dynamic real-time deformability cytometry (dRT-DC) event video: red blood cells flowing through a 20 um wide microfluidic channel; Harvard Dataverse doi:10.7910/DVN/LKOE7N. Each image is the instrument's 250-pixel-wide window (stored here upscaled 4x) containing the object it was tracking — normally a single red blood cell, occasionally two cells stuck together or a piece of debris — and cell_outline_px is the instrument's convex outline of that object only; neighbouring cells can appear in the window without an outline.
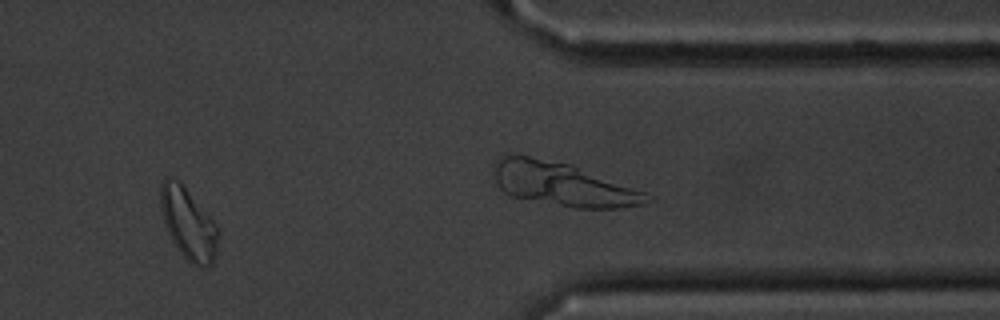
{"species": "common noctule bat (a hibernating species)", "species_latin": "Nyctalus noctula", "temperature_condition": "cold", "stored_images_in_passage": 41, "camera_frame_rate_fps": 3000, "um_per_image_px": 0.085, "animal": {"sex": "male", "body_mass_g": 20.1, "forearm_length_mm": 53.5}, "frame": {"image": 1, "passage_image": 32, "time_ms": 10.333, "image_size_px": [1000, 320], "cell_outline_px": [[220, 236], [216, 252], [212, 264], [200, 268], [192, 264], [180, 252], [172, 240], [164, 224], [160, 212], [160, 184], [164, 180], [180, 180], [216, 224]], "centroid_in_image_um": [16.01, 19.03], "position_along_channel_um": 395.4, "area_um2": 23.99}}